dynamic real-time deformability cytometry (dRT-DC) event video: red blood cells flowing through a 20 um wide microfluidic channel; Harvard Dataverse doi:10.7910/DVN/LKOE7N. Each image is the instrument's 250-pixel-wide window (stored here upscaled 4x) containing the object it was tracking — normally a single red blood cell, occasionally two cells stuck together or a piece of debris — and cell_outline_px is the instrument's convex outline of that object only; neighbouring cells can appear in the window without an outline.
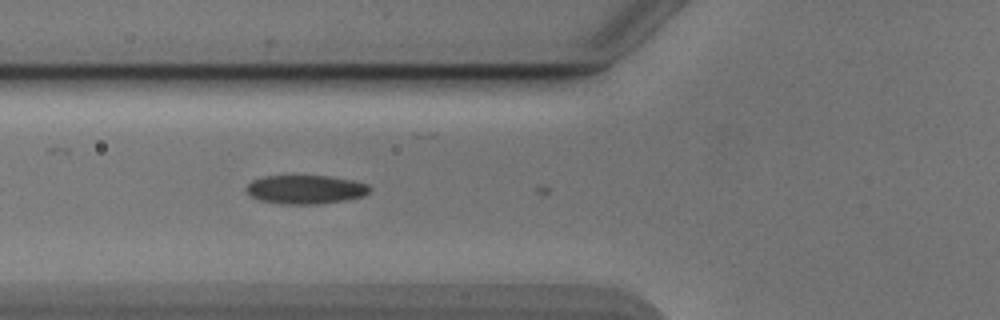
{"species": "Egyptian fruit bat (a non-hibernating species)", "species_latin": "Rousettus aegyptiacus", "temperature_condition": "cold", "stored_images_in_passage": 6, "camera_frame_rate_fps": 3000, "um_per_image_px": 0.085, "animal": {"sex": "male"}, "frame": {"image": 1, "passage_image": 2, "time_ms": 0.333, "image_size_px": [1000, 320], "cell_outline_px": [[372, 188], [364, 196], [344, 200], [320, 204], [284, 204], [260, 200], [252, 196], [244, 188], [252, 180], [264, 176], [328, 176], [352, 180], [368, 184]], "centroid_in_image_um": [25.98, 16.1], "position_along_channel_um": 99.8, "area_um2": 20.63}}